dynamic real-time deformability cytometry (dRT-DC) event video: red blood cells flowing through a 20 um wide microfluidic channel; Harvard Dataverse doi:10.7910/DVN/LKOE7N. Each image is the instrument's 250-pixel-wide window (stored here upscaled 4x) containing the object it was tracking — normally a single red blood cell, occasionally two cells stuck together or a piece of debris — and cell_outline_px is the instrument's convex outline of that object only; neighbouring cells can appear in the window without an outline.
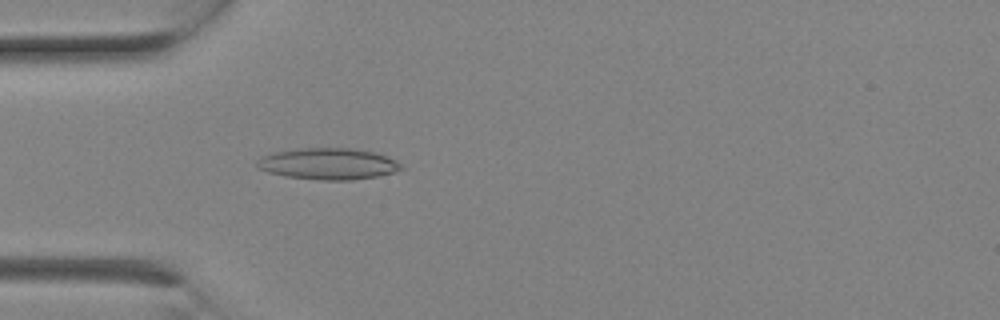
{"species": "Egyptian fruit bat (a non-hibernating species)", "species_latin": "Rousettus aegyptiacus", "temperature_condition": "room temperature", "stored_images_in_passage": 1, "camera_frame_rate_fps": 3000, "um_per_image_px": 0.085, "animal": {"sex": "female"}, "frame": {"image": 1, "passage_image": 1, "time_ms": 0.0, "image_size_px": [1000, 320], "cell_outline_px": [[404, 168], [396, 172], [380, 176], [352, 180], [320, 180], [284, 176], [268, 172], [256, 168], [256, 160], [272, 152], [304, 148], [352, 148], [376, 152], [396, 160]], "centroid_in_image_um": [27.91, 13.93], "position_along_channel_um": 57.1, "area_um2": 26.65}}